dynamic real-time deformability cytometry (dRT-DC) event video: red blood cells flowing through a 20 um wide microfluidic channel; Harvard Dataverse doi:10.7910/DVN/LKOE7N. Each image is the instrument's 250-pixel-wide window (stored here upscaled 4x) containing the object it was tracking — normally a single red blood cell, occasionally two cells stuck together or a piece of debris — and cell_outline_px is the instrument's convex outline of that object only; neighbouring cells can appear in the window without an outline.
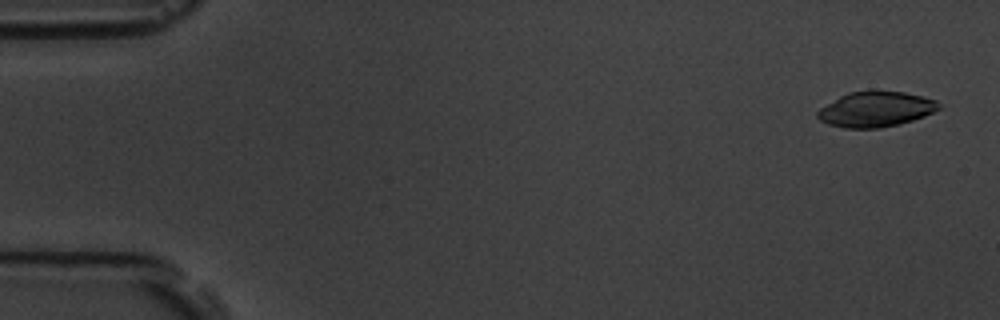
{"species": "common noctule bat (a hibernating species)", "species_latin": "Nyctalus noctula", "temperature_condition": "room temperature", "stored_images_in_passage": 5, "camera_frame_rate_fps": 3000, "um_per_image_px": 0.085, "animal": {"sex": "male", "body_mass_g": 19.5, "forearm_length_mm": 54.6}, "frame": {"image": 1, "passage_image": 1, "time_ms": 0.0, "image_size_px": [1000, 320], "cell_outline_px": [[940, 108], [924, 116], [900, 124], [880, 128], [844, 128], [828, 124], [820, 120], [816, 116], [816, 112], [820, 108], [840, 96], [848, 92], [904, 92], [924, 96], [936, 100], [940, 104]], "centroid_in_image_um": [74.43, 9.3], "position_along_channel_um": 10.6, "area_um2": 24.68}}
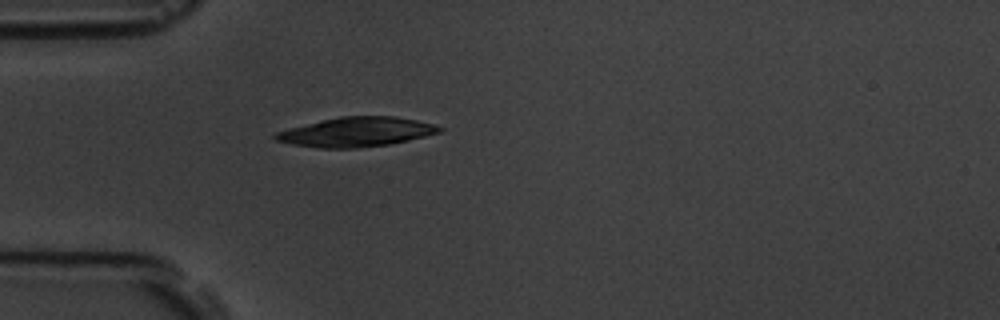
{"frame": {"image": 2, "passage_image": 5, "time_ms": 4.667, "image_size_px": [1000, 320], "cell_outline_px": [[444, 128], [440, 132], [408, 140], [388, 144], [356, 148], [320, 148], [292, 144], [276, 140], [272, 136], [276, 132], [340, 116], [396, 116], [436, 124]], "centroid_in_image_um": [30.33, 11.21], "position_along_channel_um": 54.7, "area_um2": 27.8}}